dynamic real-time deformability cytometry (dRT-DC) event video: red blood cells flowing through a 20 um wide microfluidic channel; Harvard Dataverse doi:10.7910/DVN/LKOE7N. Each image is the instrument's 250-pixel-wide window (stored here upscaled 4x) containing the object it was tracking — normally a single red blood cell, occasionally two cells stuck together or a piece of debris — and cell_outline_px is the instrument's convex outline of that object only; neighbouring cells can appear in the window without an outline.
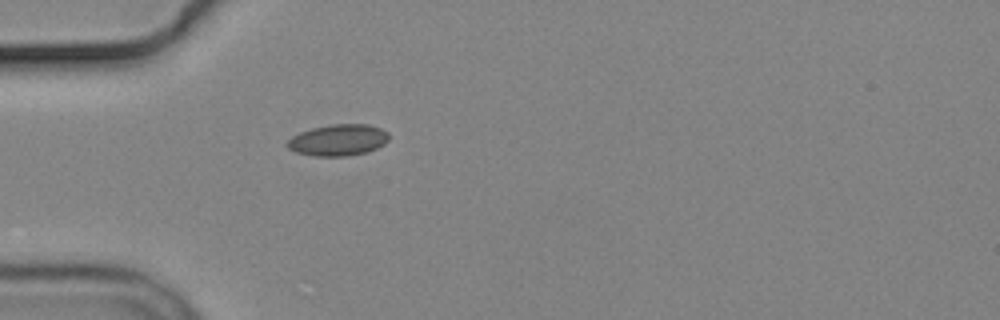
{"species": "common noctule bat (a hibernating species)", "species_latin": "Nyctalus noctula", "temperature_condition": "cold", "stored_images_in_passage": 5, "camera_frame_rate_fps": 3000, "um_per_image_px": 0.085, "animal": {"sex": "male", "body_mass_g": 19.2, "forearm_length_mm": 51.8}, "frame": {"image": 1, "passage_image": 5, "time_ms": 6.0, "image_size_px": [1000, 320], "cell_outline_px": [[388, 140], [384, 144], [376, 148], [364, 152], [344, 156], [316, 156], [296, 152], [288, 148], [284, 144], [292, 136], [300, 132], [312, 128], [332, 124], [368, 124], [380, 128], [388, 132]], "centroid_in_image_um": [28.72, 11.89], "position_along_channel_um": 56.3, "area_um2": 18.5}}